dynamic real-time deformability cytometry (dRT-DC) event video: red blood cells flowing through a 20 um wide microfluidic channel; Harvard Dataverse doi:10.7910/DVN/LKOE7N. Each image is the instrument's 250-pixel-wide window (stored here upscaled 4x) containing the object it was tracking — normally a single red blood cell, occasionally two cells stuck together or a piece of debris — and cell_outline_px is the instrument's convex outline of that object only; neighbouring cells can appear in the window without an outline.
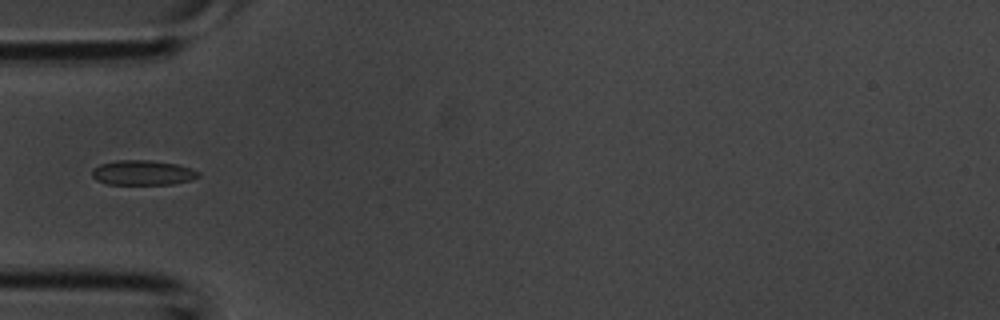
{"species": "common noctule bat (a hibernating species)", "species_latin": "Nyctalus noctula", "temperature_condition": "room temperature", "stored_images_in_passage": 4, "camera_frame_rate_fps": 3000, "um_per_image_px": 0.085, "animal": {"sex": "male", "body_mass_g": 20.1, "forearm_length_mm": 53.5}, "frame": {"image": 1, "passage_image": 4, "time_ms": 1.0, "image_size_px": [1000, 320], "cell_outline_px": [[200, 176], [192, 180], [172, 184], [108, 184], [96, 180], [92, 176], [92, 168], [100, 164], [116, 160], [148, 160], [176, 164], [192, 168], [200, 172]], "centroid_in_image_um": [12.14, 14.68], "position_along_channel_um": 72.9, "area_um2": 15.49}}